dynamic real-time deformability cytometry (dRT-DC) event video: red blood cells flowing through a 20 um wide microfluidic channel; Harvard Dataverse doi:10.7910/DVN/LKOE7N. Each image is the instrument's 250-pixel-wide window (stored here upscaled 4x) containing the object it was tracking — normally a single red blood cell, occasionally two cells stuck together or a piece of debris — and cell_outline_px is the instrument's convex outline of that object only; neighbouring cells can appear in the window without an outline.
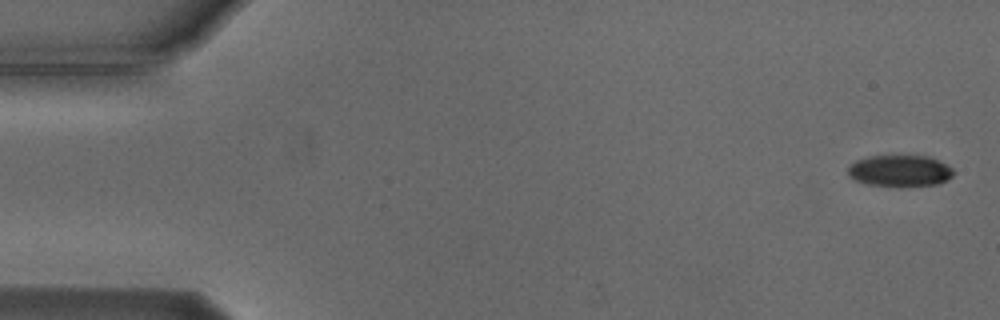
{"species": "Egyptian fruit bat (a non-hibernating species)", "species_latin": "Rousettus aegyptiacus", "temperature_condition": "cold", "stored_images_in_passage": 4, "camera_frame_rate_fps": 3000, "um_per_image_px": 0.085, "animal": {"sex": "male"}, "frame": {"image": 1, "passage_image": 1, "time_ms": 0.0, "image_size_px": [1000, 320], "cell_outline_px": [[952, 176], [948, 180], [936, 184], [900, 188], [864, 184], [852, 180], [848, 176], [848, 168], [856, 160], [872, 156], [928, 156], [952, 168]], "centroid_in_image_um": [76.44, 14.56], "position_along_channel_um": 8.6, "area_um2": 19.65}}
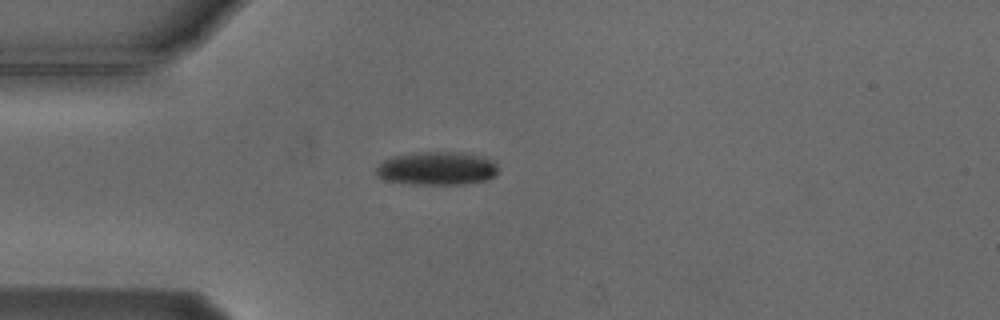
{"frame": {"image": 2, "passage_image": 4, "time_ms": 4.333, "image_size_px": [1000, 320], "cell_outline_px": [[496, 176], [488, 180], [464, 184], [408, 184], [384, 180], [376, 172], [376, 168], [384, 160], [396, 156], [424, 152], [456, 152], [476, 156], [488, 160], [496, 164]], "centroid_in_image_um": [37.12, 14.34], "position_along_channel_um": 47.9, "area_um2": 23.24}}